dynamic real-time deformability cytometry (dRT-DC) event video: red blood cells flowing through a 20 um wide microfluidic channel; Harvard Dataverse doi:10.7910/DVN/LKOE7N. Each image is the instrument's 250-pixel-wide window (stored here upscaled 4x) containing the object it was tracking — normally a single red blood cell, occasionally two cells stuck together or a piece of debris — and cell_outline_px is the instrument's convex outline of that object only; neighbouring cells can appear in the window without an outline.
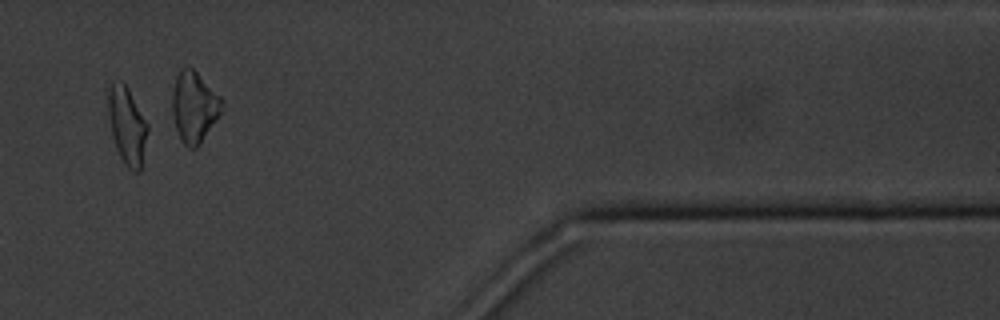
{"species": "common noctule bat (a hibernating species)", "species_latin": "Nyctalus noctula", "temperature_condition": "cold", "stored_images_in_passage": 12, "camera_frame_rate_fps": 3000, "um_per_image_px": 0.085, "animal": {"sex": "male", "body_mass_g": 20.1, "forearm_length_mm": 53.5}, "frame": {"image": 1, "passage_image": 10, "time_ms": 10.667, "image_size_px": [1000, 320], "cell_outline_px": [[148, 128], [140, 172], [132, 172], [124, 164], [116, 148], [112, 136], [108, 112], [108, 88], [112, 84], [124, 84], [128, 88], [148, 124]], "centroid_in_image_um": [10.8, 10.74], "position_along_channel_um": 400.6, "area_um2": 17.46}}